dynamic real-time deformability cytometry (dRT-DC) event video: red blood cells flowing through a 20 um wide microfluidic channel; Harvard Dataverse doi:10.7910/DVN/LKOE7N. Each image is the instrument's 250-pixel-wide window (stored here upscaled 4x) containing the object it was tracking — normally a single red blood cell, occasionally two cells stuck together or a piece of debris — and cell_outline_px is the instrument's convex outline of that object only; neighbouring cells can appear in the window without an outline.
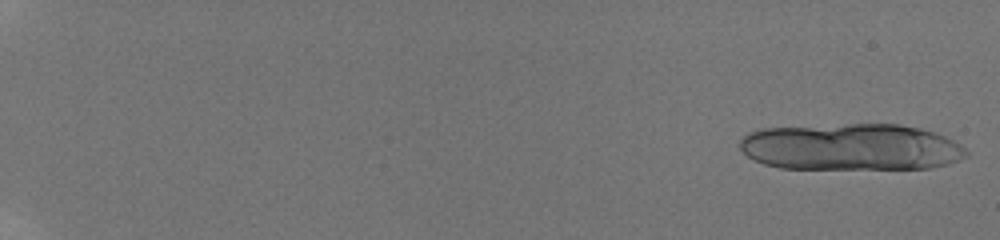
{"species": "human", "species_latin": "Homo sapiens", "temperature_condition": "room temperature", "stored_images_in_passage": 35, "camera_frame_rate_fps": 3000, "um_per_image_px": 0.085, "donor": {"sex": "male"}, "frame": {"image": 1, "passage_image": 1, "time_ms": 0.0, "image_size_px": [1000, 240], "cell_outline_px": [[968, 156], [948, 164], [932, 168], [780, 168], [764, 164], [748, 156], [740, 148], [740, 140], [748, 132], [760, 128], [848, 124], [900, 124], [920, 128], [936, 132], [960, 144], [968, 152]], "centroid_in_image_um": [72.35, 12.49], "position_along_channel_um": 12.6, "area_um2": 61.73}}
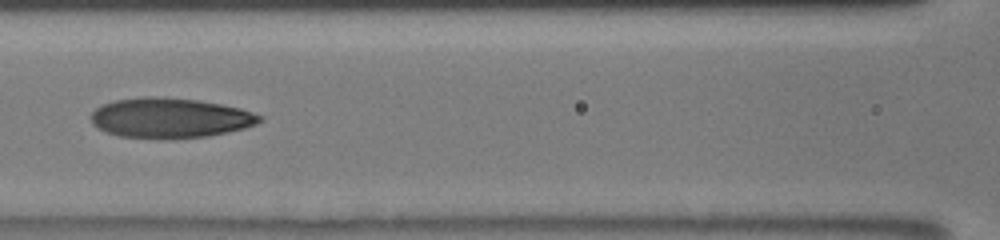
{"frame": {"image": 2, "passage_image": 19, "time_ms": 6.0, "image_size_px": [1000, 240], "cell_outline_px": [[264, 120], [256, 124], [244, 128], [228, 132], [208, 136], [168, 140], [156, 140], [120, 136], [104, 132], [96, 128], [92, 124], [92, 112], [96, 108], [104, 104], [116, 100], [144, 96], [164, 96], [200, 100], [240, 108], [264, 116]], "centroid_in_image_um": [14.46, 10.04], "position_along_channel_um": 152.1, "area_um2": 40.11}}
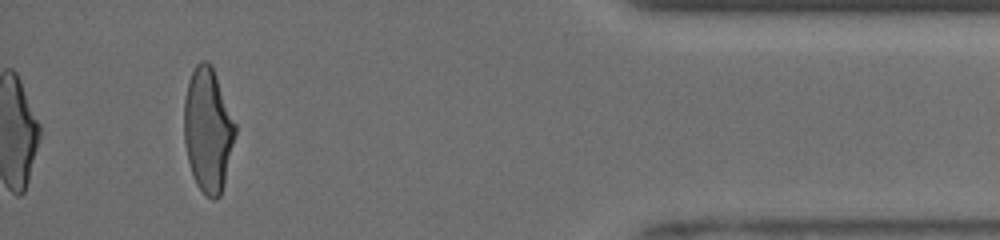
{"frame": {"image": 3, "passage_image": 35, "time_ms": 11.333, "image_size_px": [1000, 240], "cell_outline_px": [[236, 132], [224, 184], [220, 196], [216, 200], [212, 200], [196, 184], [188, 160], [184, 144], [184, 100], [188, 80], [196, 64], [200, 60], [208, 60], [212, 64], [236, 124]], "centroid_in_image_um": [17.67, 11.01], "position_along_channel_um": 417.5, "area_um2": 37.11}}